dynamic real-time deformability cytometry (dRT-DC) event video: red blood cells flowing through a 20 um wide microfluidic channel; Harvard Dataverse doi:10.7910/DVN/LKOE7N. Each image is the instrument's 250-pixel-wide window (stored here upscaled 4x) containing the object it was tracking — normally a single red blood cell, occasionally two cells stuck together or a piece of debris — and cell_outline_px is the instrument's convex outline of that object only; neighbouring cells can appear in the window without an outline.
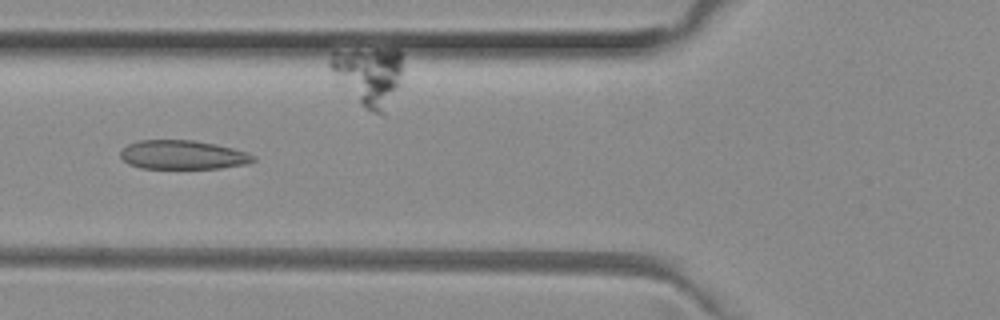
{"species": "common noctule bat (a hibernating species)", "species_latin": "Nyctalus noctula", "temperature_condition": "room temperature", "stored_images_in_passage": 51, "camera_frame_rate_fps": 3000, "um_per_image_px": 0.085, "animal": {"sex": "female", "body_mass_g": 29.2, "forearm_length_mm": 56.3}, "frame": {"image": 1, "passage_image": 19, "time_ms": 6.0, "image_size_px": [1000, 320], "cell_outline_px": [[256, 160], [248, 164], [220, 168], [140, 168], [128, 164], [120, 156], [120, 152], [128, 144], [140, 140], [192, 140], [216, 144], [248, 152], [256, 156]], "centroid_in_image_um": [15.57, 13.16], "position_along_channel_um": 110.2, "area_um2": 22.48}}
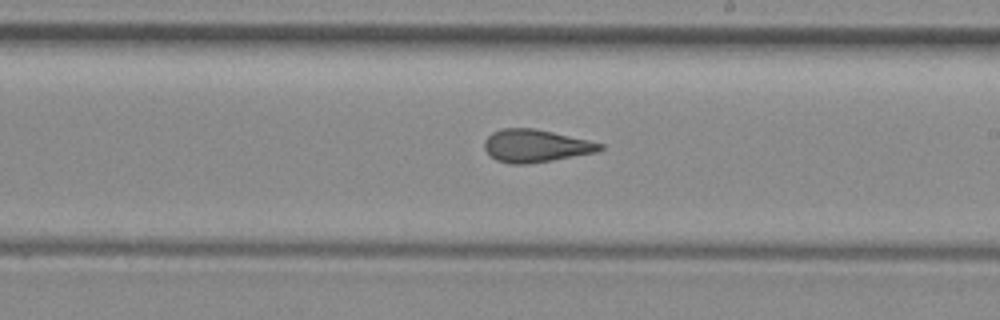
{"frame": {"image": 2, "passage_image": 29, "time_ms": 9.333, "image_size_px": [1000, 320], "cell_outline_px": [[604, 148], [600, 152], [528, 164], [508, 164], [496, 160], [484, 148], [484, 140], [492, 132], [504, 128], [532, 128], [552, 132], [588, 140], [604, 144]], "centroid_in_image_um": [45.55, 12.4], "position_along_channel_um": 243.5, "area_um2": 22.02}}
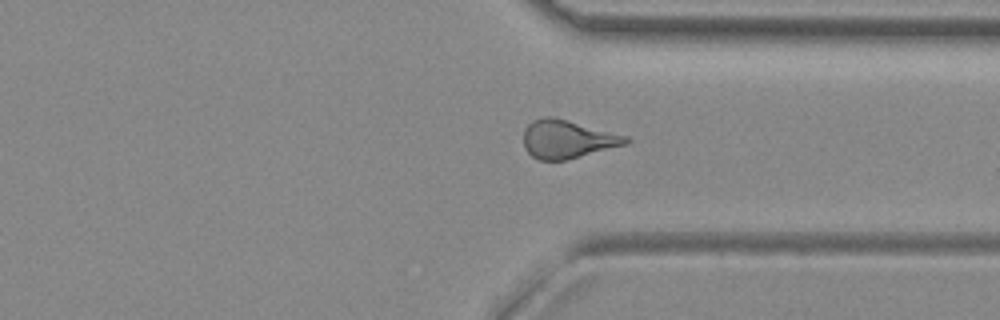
{"frame": {"image": 3, "passage_image": 38, "time_ms": 12.333, "image_size_px": [1000, 320], "cell_outline_px": [[632, 140], [628, 144], [568, 160], [540, 160], [532, 156], [524, 148], [524, 128], [532, 120], [544, 116], [552, 116], [568, 120], [628, 136]], "centroid_in_image_um": [48.24, 11.83], "position_along_channel_um": 363.2, "area_um2": 23.06}, "authors_computed_cell_mechanics": {"area_um2": 22.9466, "velocity_mm_per_s": 4.0008, "shape_relaxation_time_tau1_ms": null, "shape_relaxation_time_tau2_ms": 1.3558, "deformation_change_tau1": null, "deformation_change_tau2": 0.0814}}